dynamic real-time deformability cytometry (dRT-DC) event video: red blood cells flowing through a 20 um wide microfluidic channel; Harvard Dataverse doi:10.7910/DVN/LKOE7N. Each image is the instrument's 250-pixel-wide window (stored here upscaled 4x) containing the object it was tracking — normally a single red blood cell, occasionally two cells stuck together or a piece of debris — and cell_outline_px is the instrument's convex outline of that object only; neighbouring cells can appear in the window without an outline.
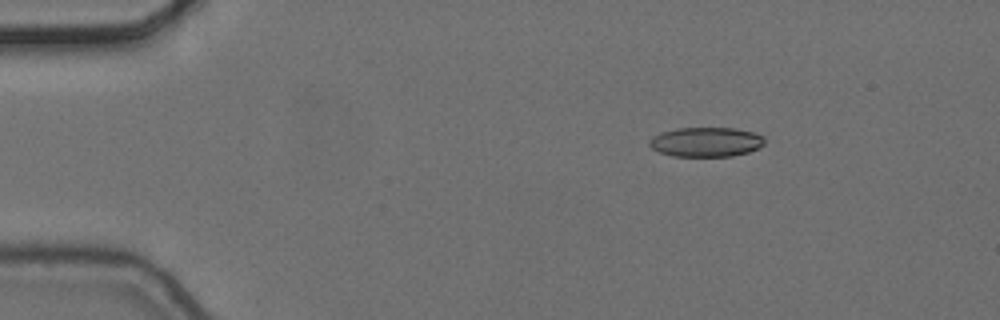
{"species": "common noctule bat (a hibernating species)", "species_latin": "Nyctalus noctula", "temperature_condition": "cold", "stored_images_in_passage": 5, "camera_frame_rate_fps": 3000, "um_per_image_px": 0.085, "animal": {"sex": "female", "body_mass_g": 24.6, "forearm_length_mm": 56.2}, "frame": {"image": 1, "passage_image": 3, "time_ms": 0.667, "image_size_px": [1000, 320], "cell_outline_px": [[764, 144], [760, 148], [748, 152], [732, 156], [672, 156], [660, 152], [652, 148], [648, 144], [648, 140], [652, 136], [660, 132], [676, 128], [736, 128], [752, 132], [764, 136]], "centroid_in_image_um": [60.0, 12.06], "position_along_channel_um": 25.0, "area_um2": 20.0}}
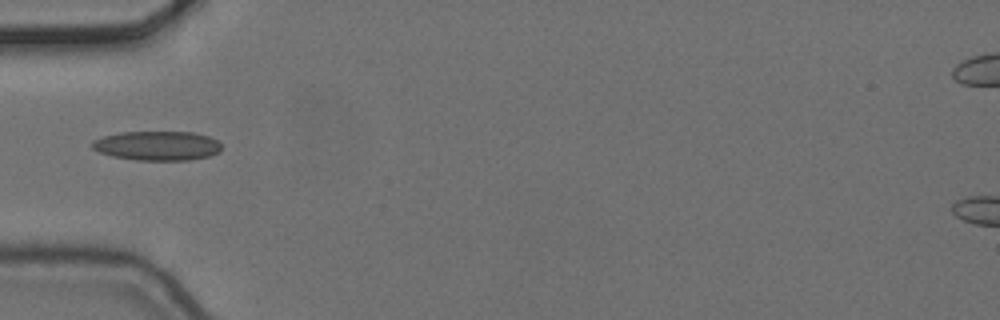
{"frame": {"image": 2, "passage_image": 5, "time_ms": 1.333, "image_size_px": [1000, 320], "cell_outline_px": [[220, 152], [208, 156], [188, 160], [136, 160], [112, 156], [100, 152], [92, 148], [92, 140], [104, 136], [120, 132], [192, 132], [208, 136], [216, 140], [220, 144]], "centroid_in_image_um": [13.35, 12.38], "position_along_channel_um": 71.7, "area_um2": 22.02}}